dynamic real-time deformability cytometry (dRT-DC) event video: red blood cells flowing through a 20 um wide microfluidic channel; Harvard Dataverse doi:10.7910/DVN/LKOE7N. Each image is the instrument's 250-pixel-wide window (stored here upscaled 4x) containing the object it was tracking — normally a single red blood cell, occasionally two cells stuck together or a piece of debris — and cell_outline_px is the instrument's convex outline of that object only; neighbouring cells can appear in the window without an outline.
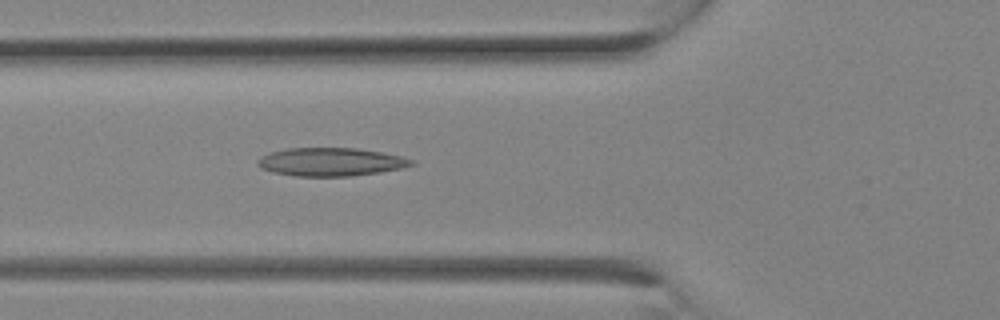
{"species": "Egyptian fruit bat (a non-hibernating species)", "species_latin": "Rousettus aegyptiacus", "temperature_condition": "room temperature", "stored_images_in_passage": 4, "camera_frame_rate_fps": 3000, "um_per_image_px": 0.085, "animal": {"sex": "female"}, "frame": {"image": 1, "passage_image": 4, "time_ms": 1.0, "image_size_px": [1000, 320], "cell_outline_px": [[416, 164], [400, 168], [380, 172], [352, 176], [296, 176], [272, 172], [260, 168], [256, 164], [256, 160], [260, 156], [272, 152], [288, 148], [356, 148], [380, 152], [400, 156], [416, 160]], "centroid_in_image_um": [28.1, 13.76], "position_along_channel_um": 97.7, "area_um2": 25.37}}